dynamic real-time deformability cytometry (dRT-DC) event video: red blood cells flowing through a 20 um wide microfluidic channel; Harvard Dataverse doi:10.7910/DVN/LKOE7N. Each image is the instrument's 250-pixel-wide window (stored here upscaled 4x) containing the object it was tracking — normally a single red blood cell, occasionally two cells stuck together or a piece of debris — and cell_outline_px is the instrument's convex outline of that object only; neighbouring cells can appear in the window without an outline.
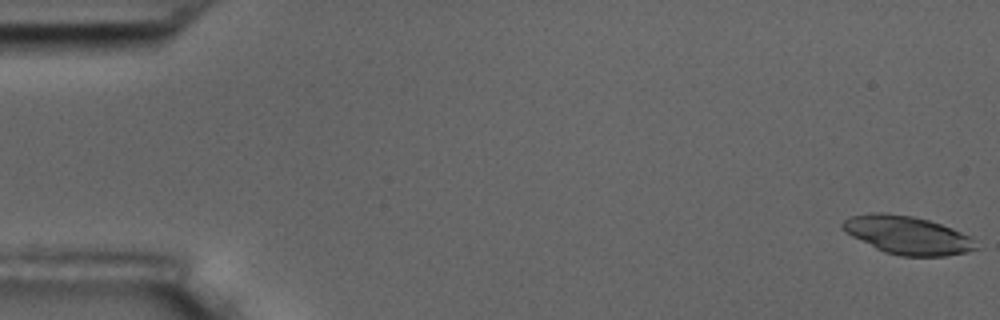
{"species": "common noctule bat (a hibernating species)", "species_latin": "Nyctalus noctula", "temperature_condition": "room temperature", "stored_images_in_passage": 11, "camera_frame_rate_fps": 3000, "um_per_image_px": 0.085, "animal": {"sex": "male", "body_mass_g": 17.5, "forearm_length_mm": 52.3}, "frame": {"image": 1, "passage_image": 1, "time_ms": 0.0, "image_size_px": [1000, 320], "cell_outline_px": [[980, 248], [968, 252], [944, 256], [900, 256], [884, 252], [844, 232], [840, 228], [840, 224], [844, 220], [852, 216], [872, 212], [884, 212], [912, 216], [928, 220], [940, 224], [960, 232], [968, 236]], "centroid_in_image_um": [77.09, 19.98], "position_along_channel_um": 7.9, "area_um2": 29.54}}
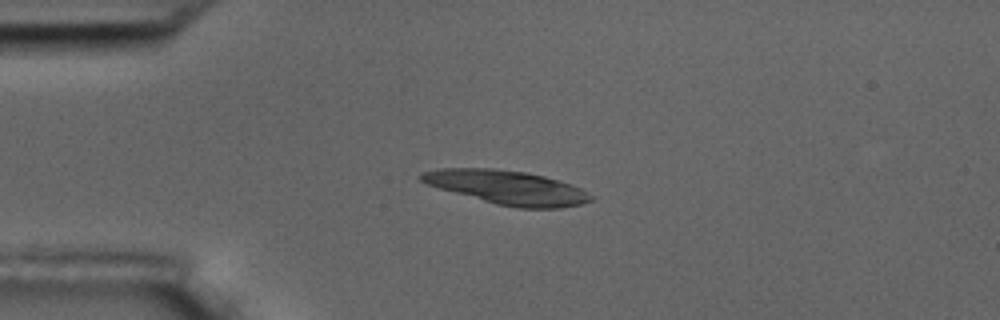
{"frame": {"image": 2, "passage_image": 4, "time_ms": 4.333, "image_size_px": [1000, 320], "cell_outline_px": [[596, 196], [592, 200], [580, 204], [560, 208], [516, 208], [496, 204], [440, 188], [428, 184], [420, 180], [420, 172], [440, 168], [492, 168], [528, 172], [544, 176], [572, 184]], "centroid_in_image_um": [43.15, 15.93], "position_along_channel_um": 41.8, "area_um2": 33.47}}